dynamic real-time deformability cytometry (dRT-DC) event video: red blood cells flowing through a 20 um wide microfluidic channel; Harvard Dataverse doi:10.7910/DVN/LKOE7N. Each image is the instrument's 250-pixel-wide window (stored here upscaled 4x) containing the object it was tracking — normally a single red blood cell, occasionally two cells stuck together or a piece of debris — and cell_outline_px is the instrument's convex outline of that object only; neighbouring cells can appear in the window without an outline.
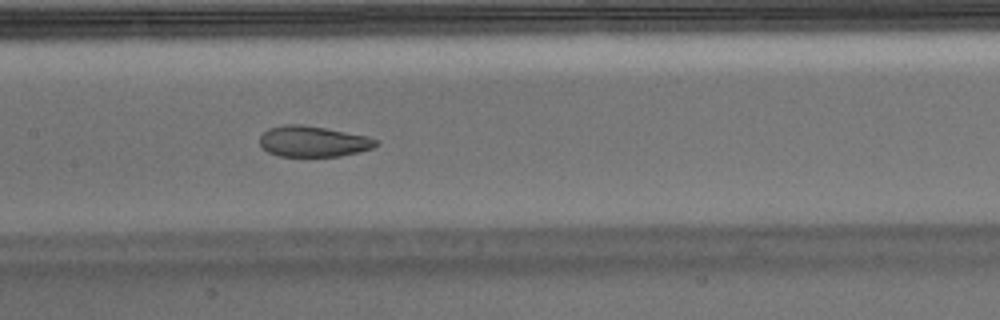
{"species": "Egyptian fruit bat (a non-hibernating species)", "species_latin": "Rousettus aegyptiacus", "temperature_condition": "warm", "stored_images_in_passage": 53, "camera_frame_rate_fps": 3000, "um_per_image_px": 0.085, "animal": {"sex": "male"}, "frame": {"image": 1, "passage_image": 25, "time_ms": 8.0, "image_size_px": [1000, 320], "cell_outline_px": [[380, 144], [372, 148], [360, 152], [340, 156], [280, 156], [268, 152], [260, 144], [260, 136], [268, 128], [284, 124], [300, 124], [324, 128], [368, 136], [376, 140]], "centroid_in_image_um": [26.62, 12.02], "position_along_channel_um": 180.8, "area_um2": 20.81}}
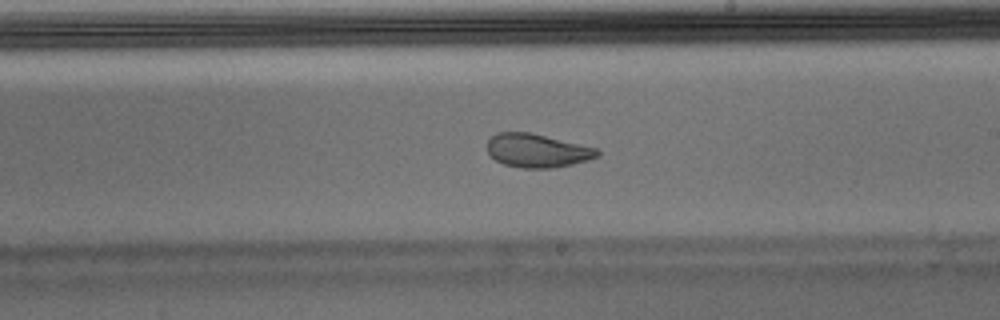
{"frame": {"image": 2, "passage_image": 30, "time_ms": 9.667, "image_size_px": [1000, 320], "cell_outline_px": [[600, 156], [588, 160], [572, 164], [552, 168], [520, 168], [504, 164], [496, 160], [488, 152], [488, 140], [496, 132], [532, 132], [600, 148]], "centroid_in_image_um": [45.72, 12.79], "position_along_channel_um": 243.3, "area_um2": 21.85}}
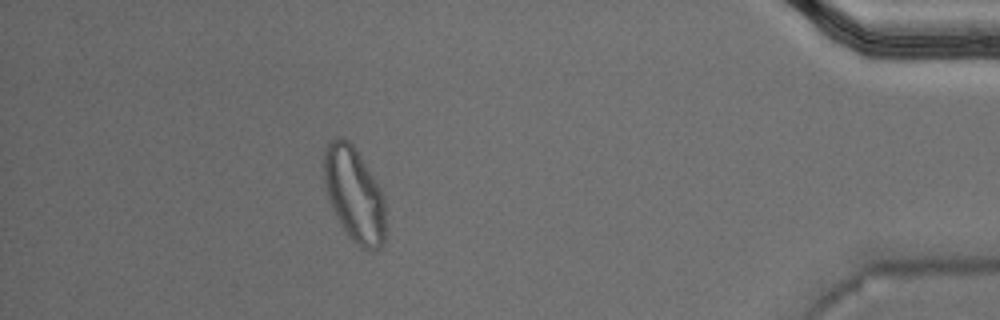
{"frame": {"image": 3, "passage_image": 47, "time_ms": 15.333, "image_size_px": [1000, 320], "cell_outline_px": [[384, 240], [380, 248], [376, 252], [360, 248], [348, 236], [336, 216], [332, 208], [324, 184], [324, 148], [328, 140], [336, 136], [344, 136], [356, 148], [380, 188], [384, 196]], "centroid_in_image_um": [30.09, 16.5], "position_along_channel_um": 405.1, "area_um2": 34.22}, "authors_computed_cell_mechanics": {"area_um2": 22.9466, "velocity_mm_per_s": 3.7717, "shape_relaxation_time_tau1_ms": null, "shape_relaxation_time_tau2_ms": 1.422, "deformation_change_tau1": null, "deformation_change_tau2": 0.0748}}